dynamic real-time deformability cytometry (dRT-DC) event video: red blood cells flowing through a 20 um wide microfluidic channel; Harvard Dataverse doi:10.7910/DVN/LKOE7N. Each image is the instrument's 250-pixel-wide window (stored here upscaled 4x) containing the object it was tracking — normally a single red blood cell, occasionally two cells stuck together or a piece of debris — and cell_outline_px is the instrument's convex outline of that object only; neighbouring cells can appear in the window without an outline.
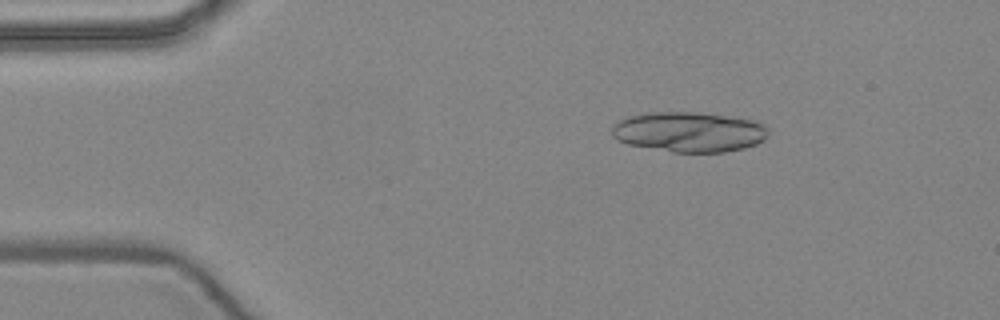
{"species": "common noctule bat (a hibernating species)", "species_latin": "Nyctalus noctula", "temperature_condition": "warm", "stored_images_in_passage": 50, "segment_of_instrument_passage": [1, 2], "camera_frame_rate_fps": 3000, "um_per_image_px": 0.085, "animal": {"sex": "female", "body_mass_g": 24.6, "forearm_length_mm": 56.2}, "frame": {"image": 1, "passage_image": 8, "time_ms": 2.333, "image_size_px": [1000, 320], "cell_outline_px": [[768, 132], [764, 140], [756, 144], [744, 148], [724, 152], [672, 152], [628, 144], [616, 140], [612, 136], [612, 124], [628, 116], [656, 112], [692, 112], [724, 116], [752, 120], [764, 124], [768, 128]], "centroid_in_image_um": [58.55, 11.22], "position_along_channel_um": 26.5, "area_um2": 36.41}}